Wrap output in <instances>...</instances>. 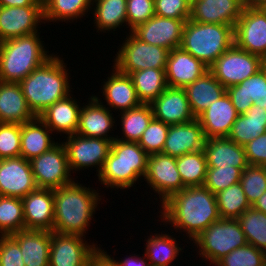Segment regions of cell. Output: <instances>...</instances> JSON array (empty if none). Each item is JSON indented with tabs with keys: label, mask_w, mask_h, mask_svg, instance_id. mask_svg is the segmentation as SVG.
Listing matches in <instances>:
<instances>
[{
	"label": "cell",
	"mask_w": 266,
	"mask_h": 266,
	"mask_svg": "<svg viewBox=\"0 0 266 266\" xmlns=\"http://www.w3.org/2000/svg\"><path fill=\"white\" fill-rule=\"evenodd\" d=\"M155 119L166 124H182L195 118L184 88L167 87L150 103Z\"/></svg>",
	"instance_id": "cell-21"
},
{
	"label": "cell",
	"mask_w": 266,
	"mask_h": 266,
	"mask_svg": "<svg viewBox=\"0 0 266 266\" xmlns=\"http://www.w3.org/2000/svg\"><path fill=\"white\" fill-rule=\"evenodd\" d=\"M186 21L154 15L131 32L147 44L161 46L170 51L181 46Z\"/></svg>",
	"instance_id": "cell-18"
},
{
	"label": "cell",
	"mask_w": 266,
	"mask_h": 266,
	"mask_svg": "<svg viewBox=\"0 0 266 266\" xmlns=\"http://www.w3.org/2000/svg\"><path fill=\"white\" fill-rule=\"evenodd\" d=\"M89 266H119L116 259L111 257L106 250L99 248L91 255Z\"/></svg>",
	"instance_id": "cell-52"
},
{
	"label": "cell",
	"mask_w": 266,
	"mask_h": 266,
	"mask_svg": "<svg viewBox=\"0 0 266 266\" xmlns=\"http://www.w3.org/2000/svg\"><path fill=\"white\" fill-rule=\"evenodd\" d=\"M189 3H190V5L193 3V2H195V1H197V0H187Z\"/></svg>",
	"instance_id": "cell-59"
},
{
	"label": "cell",
	"mask_w": 266,
	"mask_h": 266,
	"mask_svg": "<svg viewBox=\"0 0 266 266\" xmlns=\"http://www.w3.org/2000/svg\"><path fill=\"white\" fill-rule=\"evenodd\" d=\"M121 259V261H120ZM119 260L116 259L117 263L119 264V266H151L148 263V260L146 258V255L143 253L142 257L140 256V254L136 255L135 253L132 255H126L125 258H120Z\"/></svg>",
	"instance_id": "cell-53"
},
{
	"label": "cell",
	"mask_w": 266,
	"mask_h": 266,
	"mask_svg": "<svg viewBox=\"0 0 266 266\" xmlns=\"http://www.w3.org/2000/svg\"><path fill=\"white\" fill-rule=\"evenodd\" d=\"M261 69L263 70L264 74L266 75V57L262 58Z\"/></svg>",
	"instance_id": "cell-57"
},
{
	"label": "cell",
	"mask_w": 266,
	"mask_h": 266,
	"mask_svg": "<svg viewBox=\"0 0 266 266\" xmlns=\"http://www.w3.org/2000/svg\"><path fill=\"white\" fill-rule=\"evenodd\" d=\"M21 124L0 123V159L20 157Z\"/></svg>",
	"instance_id": "cell-47"
},
{
	"label": "cell",
	"mask_w": 266,
	"mask_h": 266,
	"mask_svg": "<svg viewBox=\"0 0 266 266\" xmlns=\"http://www.w3.org/2000/svg\"><path fill=\"white\" fill-rule=\"evenodd\" d=\"M251 207L266 214V192L255 200Z\"/></svg>",
	"instance_id": "cell-55"
},
{
	"label": "cell",
	"mask_w": 266,
	"mask_h": 266,
	"mask_svg": "<svg viewBox=\"0 0 266 266\" xmlns=\"http://www.w3.org/2000/svg\"><path fill=\"white\" fill-rule=\"evenodd\" d=\"M239 183L247 201L252 205L266 192V166L249 165L242 171Z\"/></svg>",
	"instance_id": "cell-44"
},
{
	"label": "cell",
	"mask_w": 266,
	"mask_h": 266,
	"mask_svg": "<svg viewBox=\"0 0 266 266\" xmlns=\"http://www.w3.org/2000/svg\"><path fill=\"white\" fill-rule=\"evenodd\" d=\"M190 3L187 0H154L155 15L177 20H188Z\"/></svg>",
	"instance_id": "cell-49"
},
{
	"label": "cell",
	"mask_w": 266,
	"mask_h": 266,
	"mask_svg": "<svg viewBox=\"0 0 266 266\" xmlns=\"http://www.w3.org/2000/svg\"><path fill=\"white\" fill-rule=\"evenodd\" d=\"M169 124L153 118L137 142L148 154L162 153Z\"/></svg>",
	"instance_id": "cell-46"
},
{
	"label": "cell",
	"mask_w": 266,
	"mask_h": 266,
	"mask_svg": "<svg viewBox=\"0 0 266 266\" xmlns=\"http://www.w3.org/2000/svg\"><path fill=\"white\" fill-rule=\"evenodd\" d=\"M148 188L157 193L160 205L171 195L185 188L178 172L176 158L163 153L151 154L148 157L147 171L143 179Z\"/></svg>",
	"instance_id": "cell-13"
},
{
	"label": "cell",
	"mask_w": 266,
	"mask_h": 266,
	"mask_svg": "<svg viewBox=\"0 0 266 266\" xmlns=\"http://www.w3.org/2000/svg\"><path fill=\"white\" fill-rule=\"evenodd\" d=\"M176 164L185 187L204 185L208 168L204 150L177 157Z\"/></svg>",
	"instance_id": "cell-39"
},
{
	"label": "cell",
	"mask_w": 266,
	"mask_h": 266,
	"mask_svg": "<svg viewBox=\"0 0 266 266\" xmlns=\"http://www.w3.org/2000/svg\"><path fill=\"white\" fill-rule=\"evenodd\" d=\"M148 157L137 142L113 140L108 157L97 174L99 183L107 189L133 188L145 177Z\"/></svg>",
	"instance_id": "cell-4"
},
{
	"label": "cell",
	"mask_w": 266,
	"mask_h": 266,
	"mask_svg": "<svg viewBox=\"0 0 266 266\" xmlns=\"http://www.w3.org/2000/svg\"><path fill=\"white\" fill-rule=\"evenodd\" d=\"M208 168L237 167L242 171L249 166L244 146L228 137L207 138L204 144Z\"/></svg>",
	"instance_id": "cell-27"
},
{
	"label": "cell",
	"mask_w": 266,
	"mask_h": 266,
	"mask_svg": "<svg viewBox=\"0 0 266 266\" xmlns=\"http://www.w3.org/2000/svg\"><path fill=\"white\" fill-rule=\"evenodd\" d=\"M85 187L78 180L53 189L54 228L52 232L86 237L102 194L98 189ZM98 207V208H97Z\"/></svg>",
	"instance_id": "cell-2"
},
{
	"label": "cell",
	"mask_w": 266,
	"mask_h": 266,
	"mask_svg": "<svg viewBox=\"0 0 266 266\" xmlns=\"http://www.w3.org/2000/svg\"><path fill=\"white\" fill-rule=\"evenodd\" d=\"M234 44L251 54L266 57V6L245 5L234 27Z\"/></svg>",
	"instance_id": "cell-12"
},
{
	"label": "cell",
	"mask_w": 266,
	"mask_h": 266,
	"mask_svg": "<svg viewBox=\"0 0 266 266\" xmlns=\"http://www.w3.org/2000/svg\"><path fill=\"white\" fill-rule=\"evenodd\" d=\"M155 15L154 0H127L128 31L145 23Z\"/></svg>",
	"instance_id": "cell-48"
},
{
	"label": "cell",
	"mask_w": 266,
	"mask_h": 266,
	"mask_svg": "<svg viewBox=\"0 0 266 266\" xmlns=\"http://www.w3.org/2000/svg\"><path fill=\"white\" fill-rule=\"evenodd\" d=\"M138 99L150 104L168 87L165 69L148 68L130 74Z\"/></svg>",
	"instance_id": "cell-37"
},
{
	"label": "cell",
	"mask_w": 266,
	"mask_h": 266,
	"mask_svg": "<svg viewBox=\"0 0 266 266\" xmlns=\"http://www.w3.org/2000/svg\"><path fill=\"white\" fill-rule=\"evenodd\" d=\"M0 266H25L20 247L11 236H0Z\"/></svg>",
	"instance_id": "cell-50"
},
{
	"label": "cell",
	"mask_w": 266,
	"mask_h": 266,
	"mask_svg": "<svg viewBox=\"0 0 266 266\" xmlns=\"http://www.w3.org/2000/svg\"><path fill=\"white\" fill-rule=\"evenodd\" d=\"M0 6H2V7L43 6V0H0Z\"/></svg>",
	"instance_id": "cell-54"
},
{
	"label": "cell",
	"mask_w": 266,
	"mask_h": 266,
	"mask_svg": "<svg viewBox=\"0 0 266 266\" xmlns=\"http://www.w3.org/2000/svg\"><path fill=\"white\" fill-rule=\"evenodd\" d=\"M233 44V26L188 19L183 28L180 47L210 67Z\"/></svg>",
	"instance_id": "cell-6"
},
{
	"label": "cell",
	"mask_w": 266,
	"mask_h": 266,
	"mask_svg": "<svg viewBox=\"0 0 266 266\" xmlns=\"http://www.w3.org/2000/svg\"><path fill=\"white\" fill-rule=\"evenodd\" d=\"M61 142L66 150L68 165L72 173L77 171L97 169L99 174L105 159L111 150L112 141L108 139L84 137L78 134L65 136ZM66 140V141H65ZM65 141V142H64Z\"/></svg>",
	"instance_id": "cell-10"
},
{
	"label": "cell",
	"mask_w": 266,
	"mask_h": 266,
	"mask_svg": "<svg viewBox=\"0 0 266 266\" xmlns=\"http://www.w3.org/2000/svg\"><path fill=\"white\" fill-rule=\"evenodd\" d=\"M73 95L71 93L58 100L38 116L53 133L60 134V136L76 134L78 128L82 106Z\"/></svg>",
	"instance_id": "cell-26"
},
{
	"label": "cell",
	"mask_w": 266,
	"mask_h": 266,
	"mask_svg": "<svg viewBox=\"0 0 266 266\" xmlns=\"http://www.w3.org/2000/svg\"><path fill=\"white\" fill-rule=\"evenodd\" d=\"M37 188L28 160L21 156L0 159V196L22 199Z\"/></svg>",
	"instance_id": "cell-16"
},
{
	"label": "cell",
	"mask_w": 266,
	"mask_h": 266,
	"mask_svg": "<svg viewBox=\"0 0 266 266\" xmlns=\"http://www.w3.org/2000/svg\"><path fill=\"white\" fill-rule=\"evenodd\" d=\"M25 230H47L54 228L53 189L37 188L22 198Z\"/></svg>",
	"instance_id": "cell-22"
},
{
	"label": "cell",
	"mask_w": 266,
	"mask_h": 266,
	"mask_svg": "<svg viewBox=\"0 0 266 266\" xmlns=\"http://www.w3.org/2000/svg\"><path fill=\"white\" fill-rule=\"evenodd\" d=\"M249 165L266 166V133L244 145Z\"/></svg>",
	"instance_id": "cell-51"
},
{
	"label": "cell",
	"mask_w": 266,
	"mask_h": 266,
	"mask_svg": "<svg viewBox=\"0 0 266 266\" xmlns=\"http://www.w3.org/2000/svg\"><path fill=\"white\" fill-rule=\"evenodd\" d=\"M237 220L247 243L266 252V214L250 207Z\"/></svg>",
	"instance_id": "cell-42"
},
{
	"label": "cell",
	"mask_w": 266,
	"mask_h": 266,
	"mask_svg": "<svg viewBox=\"0 0 266 266\" xmlns=\"http://www.w3.org/2000/svg\"><path fill=\"white\" fill-rule=\"evenodd\" d=\"M51 129L37 116L32 121L21 124L20 156L30 161L55 146Z\"/></svg>",
	"instance_id": "cell-31"
},
{
	"label": "cell",
	"mask_w": 266,
	"mask_h": 266,
	"mask_svg": "<svg viewBox=\"0 0 266 266\" xmlns=\"http://www.w3.org/2000/svg\"><path fill=\"white\" fill-rule=\"evenodd\" d=\"M247 4H250L253 0H244Z\"/></svg>",
	"instance_id": "cell-58"
},
{
	"label": "cell",
	"mask_w": 266,
	"mask_h": 266,
	"mask_svg": "<svg viewBox=\"0 0 266 266\" xmlns=\"http://www.w3.org/2000/svg\"><path fill=\"white\" fill-rule=\"evenodd\" d=\"M184 89L195 118L226 93V88L214 77L210 70Z\"/></svg>",
	"instance_id": "cell-32"
},
{
	"label": "cell",
	"mask_w": 266,
	"mask_h": 266,
	"mask_svg": "<svg viewBox=\"0 0 266 266\" xmlns=\"http://www.w3.org/2000/svg\"><path fill=\"white\" fill-rule=\"evenodd\" d=\"M209 70L202 61L196 59L181 47L169 51L166 65L168 87L185 88Z\"/></svg>",
	"instance_id": "cell-23"
},
{
	"label": "cell",
	"mask_w": 266,
	"mask_h": 266,
	"mask_svg": "<svg viewBox=\"0 0 266 266\" xmlns=\"http://www.w3.org/2000/svg\"><path fill=\"white\" fill-rule=\"evenodd\" d=\"M121 133L116 136V139L123 142H138L143 132L148 127L151 120L154 118L150 104H141L140 106L121 112ZM119 137V138H118Z\"/></svg>",
	"instance_id": "cell-38"
},
{
	"label": "cell",
	"mask_w": 266,
	"mask_h": 266,
	"mask_svg": "<svg viewBox=\"0 0 266 266\" xmlns=\"http://www.w3.org/2000/svg\"><path fill=\"white\" fill-rule=\"evenodd\" d=\"M25 230L21 198L0 196V236H10Z\"/></svg>",
	"instance_id": "cell-41"
},
{
	"label": "cell",
	"mask_w": 266,
	"mask_h": 266,
	"mask_svg": "<svg viewBox=\"0 0 266 266\" xmlns=\"http://www.w3.org/2000/svg\"><path fill=\"white\" fill-rule=\"evenodd\" d=\"M53 55L19 82L31 111L39 116L49 106L73 92L64 58Z\"/></svg>",
	"instance_id": "cell-3"
},
{
	"label": "cell",
	"mask_w": 266,
	"mask_h": 266,
	"mask_svg": "<svg viewBox=\"0 0 266 266\" xmlns=\"http://www.w3.org/2000/svg\"><path fill=\"white\" fill-rule=\"evenodd\" d=\"M250 4L256 6H266V0H253Z\"/></svg>",
	"instance_id": "cell-56"
},
{
	"label": "cell",
	"mask_w": 266,
	"mask_h": 266,
	"mask_svg": "<svg viewBox=\"0 0 266 266\" xmlns=\"http://www.w3.org/2000/svg\"><path fill=\"white\" fill-rule=\"evenodd\" d=\"M206 138L198 119L187 123L169 125L163 154L180 157L204 149Z\"/></svg>",
	"instance_id": "cell-24"
},
{
	"label": "cell",
	"mask_w": 266,
	"mask_h": 266,
	"mask_svg": "<svg viewBox=\"0 0 266 266\" xmlns=\"http://www.w3.org/2000/svg\"><path fill=\"white\" fill-rule=\"evenodd\" d=\"M262 58L233 44L209 67L214 77L227 89L240 84L261 69Z\"/></svg>",
	"instance_id": "cell-9"
},
{
	"label": "cell",
	"mask_w": 266,
	"mask_h": 266,
	"mask_svg": "<svg viewBox=\"0 0 266 266\" xmlns=\"http://www.w3.org/2000/svg\"><path fill=\"white\" fill-rule=\"evenodd\" d=\"M242 170L237 167L207 168L204 187L213 194L240 182Z\"/></svg>",
	"instance_id": "cell-45"
},
{
	"label": "cell",
	"mask_w": 266,
	"mask_h": 266,
	"mask_svg": "<svg viewBox=\"0 0 266 266\" xmlns=\"http://www.w3.org/2000/svg\"><path fill=\"white\" fill-rule=\"evenodd\" d=\"M264 133H266V109L253 104L245 114L238 115L227 137L244 146Z\"/></svg>",
	"instance_id": "cell-35"
},
{
	"label": "cell",
	"mask_w": 266,
	"mask_h": 266,
	"mask_svg": "<svg viewBox=\"0 0 266 266\" xmlns=\"http://www.w3.org/2000/svg\"><path fill=\"white\" fill-rule=\"evenodd\" d=\"M160 222L174 227L175 232L186 233L191 244L201 232L221 217L216 194L204 186L185 187L171 195L160 206Z\"/></svg>",
	"instance_id": "cell-1"
},
{
	"label": "cell",
	"mask_w": 266,
	"mask_h": 266,
	"mask_svg": "<svg viewBox=\"0 0 266 266\" xmlns=\"http://www.w3.org/2000/svg\"><path fill=\"white\" fill-rule=\"evenodd\" d=\"M226 93L239 115L245 114L253 104L266 109V75L260 69L240 84L227 88Z\"/></svg>",
	"instance_id": "cell-28"
},
{
	"label": "cell",
	"mask_w": 266,
	"mask_h": 266,
	"mask_svg": "<svg viewBox=\"0 0 266 266\" xmlns=\"http://www.w3.org/2000/svg\"><path fill=\"white\" fill-rule=\"evenodd\" d=\"M265 264L266 252L247 243L223 256L214 266H264Z\"/></svg>",
	"instance_id": "cell-43"
},
{
	"label": "cell",
	"mask_w": 266,
	"mask_h": 266,
	"mask_svg": "<svg viewBox=\"0 0 266 266\" xmlns=\"http://www.w3.org/2000/svg\"><path fill=\"white\" fill-rule=\"evenodd\" d=\"M29 162L38 188L57 189L75 180L71 175L66 150L61 142Z\"/></svg>",
	"instance_id": "cell-11"
},
{
	"label": "cell",
	"mask_w": 266,
	"mask_h": 266,
	"mask_svg": "<svg viewBox=\"0 0 266 266\" xmlns=\"http://www.w3.org/2000/svg\"><path fill=\"white\" fill-rule=\"evenodd\" d=\"M41 39L37 32L0 42L1 82L19 83L55 54Z\"/></svg>",
	"instance_id": "cell-5"
},
{
	"label": "cell",
	"mask_w": 266,
	"mask_h": 266,
	"mask_svg": "<svg viewBox=\"0 0 266 266\" xmlns=\"http://www.w3.org/2000/svg\"><path fill=\"white\" fill-rule=\"evenodd\" d=\"M218 212L223 219H237L251 205L240 183L216 193Z\"/></svg>",
	"instance_id": "cell-40"
},
{
	"label": "cell",
	"mask_w": 266,
	"mask_h": 266,
	"mask_svg": "<svg viewBox=\"0 0 266 266\" xmlns=\"http://www.w3.org/2000/svg\"><path fill=\"white\" fill-rule=\"evenodd\" d=\"M83 104L76 134L84 137L115 140L116 136L112 131H114L113 129L117 130V124L115 123L117 116L114 117L112 111L102 105L93 95H89L87 103ZM110 133H113L112 136Z\"/></svg>",
	"instance_id": "cell-19"
},
{
	"label": "cell",
	"mask_w": 266,
	"mask_h": 266,
	"mask_svg": "<svg viewBox=\"0 0 266 266\" xmlns=\"http://www.w3.org/2000/svg\"><path fill=\"white\" fill-rule=\"evenodd\" d=\"M85 240L80 235L51 232L49 266H89L91 255L99 247Z\"/></svg>",
	"instance_id": "cell-14"
},
{
	"label": "cell",
	"mask_w": 266,
	"mask_h": 266,
	"mask_svg": "<svg viewBox=\"0 0 266 266\" xmlns=\"http://www.w3.org/2000/svg\"><path fill=\"white\" fill-rule=\"evenodd\" d=\"M112 67L113 70L111 74H108L105 81L103 80V85H101V87H103L100 88L105 102H103L101 97H98V95H92L102 105L106 106L110 110L112 109L111 111H118L117 114L140 106L142 103L138 99L136 89L130 75L120 72L114 65Z\"/></svg>",
	"instance_id": "cell-17"
},
{
	"label": "cell",
	"mask_w": 266,
	"mask_h": 266,
	"mask_svg": "<svg viewBox=\"0 0 266 266\" xmlns=\"http://www.w3.org/2000/svg\"><path fill=\"white\" fill-rule=\"evenodd\" d=\"M238 115V112L232 105L229 95L225 93L210 104L197 119L207 139L213 137H227Z\"/></svg>",
	"instance_id": "cell-25"
},
{
	"label": "cell",
	"mask_w": 266,
	"mask_h": 266,
	"mask_svg": "<svg viewBox=\"0 0 266 266\" xmlns=\"http://www.w3.org/2000/svg\"><path fill=\"white\" fill-rule=\"evenodd\" d=\"M91 9L96 32L109 33L113 30L114 33L125 26L128 28L127 0H93Z\"/></svg>",
	"instance_id": "cell-33"
},
{
	"label": "cell",
	"mask_w": 266,
	"mask_h": 266,
	"mask_svg": "<svg viewBox=\"0 0 266 266\" xmlns=\"http://www.w3.org/2000/svg\"><path fill=\"white\" fill-rule=\"evenodd\" d=\"M10 236L19 245L25 266H49L51 231L22 230Z\"/></svg>",
	"instance_id": "cell-29"
},
{
	"label": "cell",
	"mask_w": 266,
	"mask_h": 266,
	"mask_svg": "<svg viewBox=\"0 0 266 266\" xmlns=\"http://www.w3.org/2000/svg\"><path fill=\"white\" fill-rule=\"evenodd\" d=\"M246 4L244 0H197L190 6L189 19L235 27Z\"/></svg>",
	"instance_id": "cell-20"
},
{
	"label": "cell",
	"mask_w": 266,
	"mask_h": 266,
	"mask_svg": "<svg viewBox=\"0 0 266 266\" xmlns=\"http://www.w3.org/2000/svg\"><path fill=\"white\" fill-rule=\"evenodd\" d=\"M92 2L93 0H43L45 24L70 21L72 23L75 19L77 22V19L88 18Z\"/></svg>",
	"instance_id": "cell-36"
},
{
	"label": "cell",
	"mask_w": 266,
	"mask_h": 266,
	"mask_svg": "<svg viewBox=\"0 0 266 266\" xmlns=\"http://www.w3.org/2000/svg\"><path fill=\"white\" fill-rule=\"evenodd\" d=\"M36 117L27 104L20 84L0 81V123L23 124Z\"/></svg>",
	"instance_id": "cell-30"
},
{
	"label": "cell",
	"mask_w": 266,
	"mask_h": 266,
	"mask_svg": "<svg viewBox=\"0 0 266 266\" xmlns=\"http://www.w3.org/2000/svg\"><path fill=\"white\" fill-rule=\"evenodd\" d=\"M42 23L43 6H0V42L37 33Z\"/></svg>",
	"instance_id": "cell-15"
},
{
	"label": "cell",
	"mask_w": 266,
	"mask_h": 266,
	"mask_svg": "<svg viewBox=\"0 0 266 266\" xmlns=\"http://www.w3.org/2000/svg\"><path fill=\"white\" fill-rule=\"evenodd\" d=\"M198 257H201L209 266L233 250L245 246L247 240L237 219L220 218L210 224L191 242Z\"/></svg>",
	"instance_id": "cell-7"
},
{
	"label": "cell",
	"mask_w": 266,
	"mask_h": 266,
	"mask_svg": "<svg viewBox=\"0 0 266 266\" xmlns=\"http://www.w3.org/2000/svg\"><path fill=\"white\" fill-rule=\"evenodd\" d=\"M122 44L116 51L113 65L122 73L131 74L148 68L165 69L169 50L161 46L147 44L132 32H126Z\"/></svg>",
	"instance_id": "cell-8"
},
{
	"label": "cell",
	"mask_w": 266,
	"mask_h": 266,
	"mask_svg": "<svg viewBox=\"0 0 266 266\" xmlns=\"http://www.w3.org/2000/svg\"><path fill=\"white\" fill-rule=\"evenodd\" d=\"M158 232L149 234L146 237L147 240L145 238L144 254L151 266H173L179 253L181 256V253L184 252V246L181 247L174 234L170 235L168 231Z\"/></svg>",
	"instance_id": "cell-34"
}]
</instances>
